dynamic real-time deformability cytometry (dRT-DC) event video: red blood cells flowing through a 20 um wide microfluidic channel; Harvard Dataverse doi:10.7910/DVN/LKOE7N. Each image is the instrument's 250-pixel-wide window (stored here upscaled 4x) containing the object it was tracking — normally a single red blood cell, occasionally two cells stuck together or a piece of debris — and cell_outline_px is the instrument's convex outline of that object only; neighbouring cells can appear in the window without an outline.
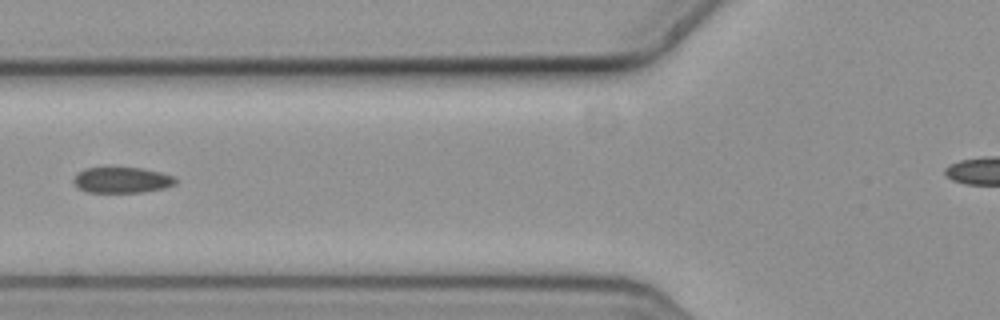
{"species": "common noctule bat (a hibernating species)", "species_latin": "Nyctalus noctula", "temperature_condition": "cold", "stored_images_in_passage": 5, "camera_frame_rate_fps": 3000, "um_per_image_px": 0.085, "animal": {"sex": "female", "body_mass_g": 19.3, "forearm_length_mm": 54.1}, "frame": {"image": 1, "passage_image": 5, "time_ms": 1.333, "image_size_px": [1000, 320], "cell_outline_px": [[176, 184], [164, 188], [144, 192], [84, 192], [76, 188], [72, 180], [76, 172], [84, 168], [140, 168], [160, 172], [176, 176]], "centroid_in_image_um": [10.32, 15.31], "position_along_channel_um": 115.5, "area_um2": 15.55}}